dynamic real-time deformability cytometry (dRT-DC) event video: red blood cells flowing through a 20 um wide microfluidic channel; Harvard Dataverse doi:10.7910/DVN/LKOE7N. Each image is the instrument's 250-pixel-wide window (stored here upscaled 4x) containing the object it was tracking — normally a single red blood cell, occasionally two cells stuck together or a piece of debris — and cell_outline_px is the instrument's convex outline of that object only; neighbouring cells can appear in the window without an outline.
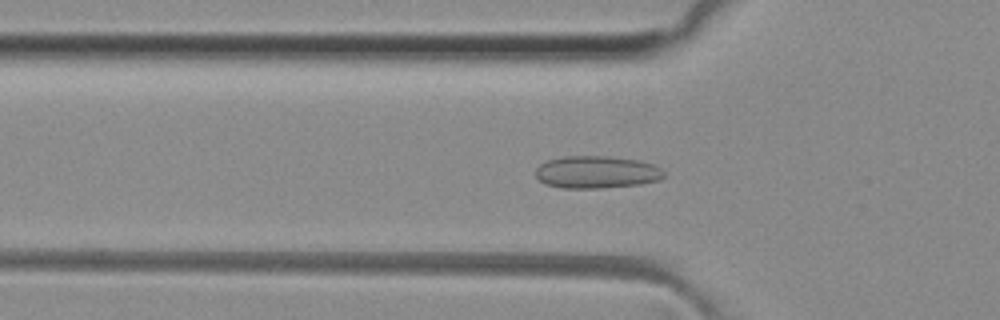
{"species": "common noctule bat (a hibernating species)", "species_latin": "Nyctalus noctula", "temperature_condition": "room temperature", "stored_images_in_passage": 43, "camera_frame_rate_fps": 3000, "um_per_image_px": 0.085, "animal": {"sex": "female", "body_mass_g": 29.2, "forearm_length_mm": 56.3}, "frame": {"image": 1, "passage_image": 8, "time_ms": 2.333, "image_size_px": [1000, 320], "cell_outline_px": [[664, 176], [660, 180], [640, 184], [604, 188], [560, 188], [544, 184], [536, 176], [536, 168], [540, 164], [548, 160], [564, 156], [612, 156], [640, 160], [652, 164], [660, 168], [664, 172]], "centroid_in_image_um": [50.71, 14.63], "position_along_channel_um": 75.1, "area_um2": 24.45}}
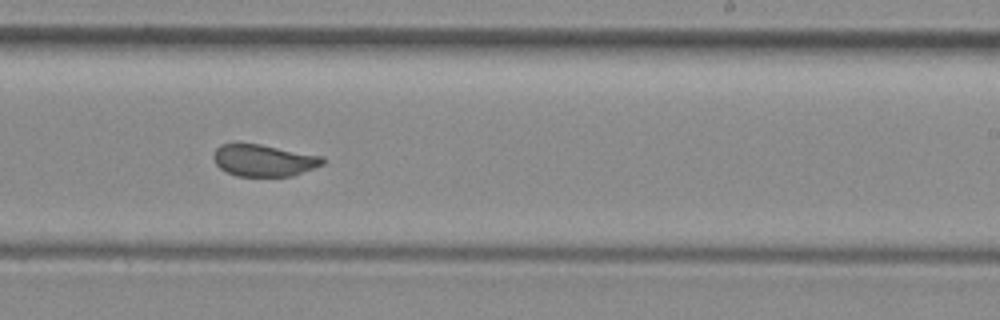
{"frame": {"image": 2, "passage_image": 22, "time_ms": 7.0, "image_size_px": [1000, 320], "cell_outline_px": [[328, 160], [324, 164], [292, 176], [236, 176], [220, 168], [216, 164], [212, 156], [216, 148], [220, 144], [260, 144], [324, 156]], "centroid_in_image_um": [22.46, 13.63], "position_along_channel_um": 266.5, "area_um2": 20.35}}
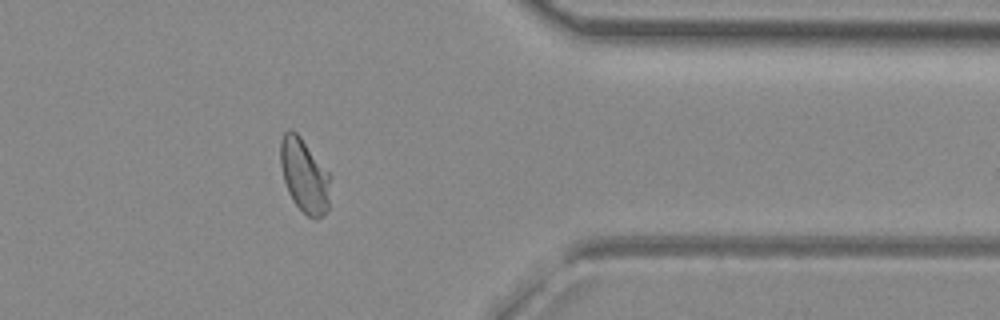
{"frame": {"image": 3, "passage_image": 32, "time_ms": 10.333, "image_size_px": [1000, 320], "cell_outline_px": [[332, 176], [328, 208], [320, 216], [308, 216], [292, 200], [288, 192], [284, 180], [280, 164], [280, 140], [284, 132], [288, 128], [292, 128], [300, 136]], "centroid_in_image_um": [25.87, 14.86], "position_along_channel_um": 385.5, "area_um2": 21.5}}